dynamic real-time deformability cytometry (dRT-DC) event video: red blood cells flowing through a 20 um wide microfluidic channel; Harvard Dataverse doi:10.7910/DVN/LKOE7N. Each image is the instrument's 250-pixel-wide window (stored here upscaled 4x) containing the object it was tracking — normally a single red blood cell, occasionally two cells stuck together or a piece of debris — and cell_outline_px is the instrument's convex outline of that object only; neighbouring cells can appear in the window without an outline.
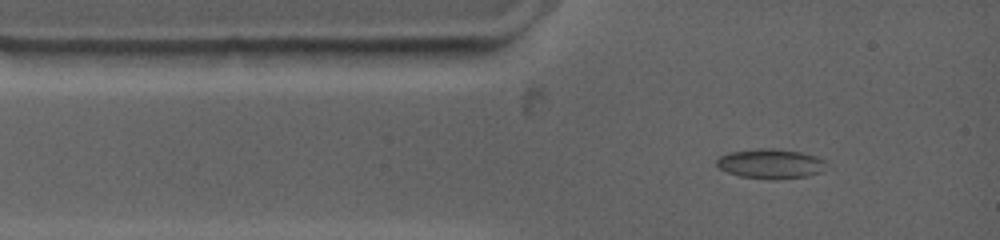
{"species": "common noctule bat (a hibernating species)", "species_latin": "Nyctalus noctula", "temperature_condition": "warm", "stored_images_in_passage": 10, "camera_frame_rate_fps": 4500, "um_per_image_px": 0.085, "animal": {"sex": "female", "body_mass_g": 19.0, "forearm_length_mm": 53.3}, "frame": {"image": 1, "passage_image": 1, "time_ms": 0.0, "image_size_px": [1000, 240], "cell_outline_px": [[824, 160], [816, 172], [804, 176], [740, 176], [728, 172], [720, 168], [716, 164], [716, 160], [720, 156], [728, 152], [760, 148], [776, 148], [800, 152], [816, 156]], "centroid_in_image_um": [65.37, 13.84], "position_along_channel_um": 19.6, "area_um2": 17.57}}
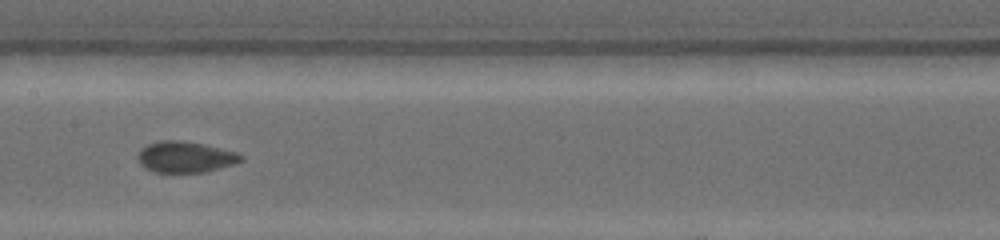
{"frame": {"image": 2, "passage_image": 6, "time_ms": 5.111, "image_size_px": [1000, 240], "cell_outline_px": [[244, 160], [236, 164], [204, 172], [152, 172], [144, 168], [140, 164], [136, 156], [140, 148], [148, 144], [160, 140], [180, 140], [204, 144], [236, 152], [244, 156]], "centroid_in_image_um": [15.74, 13.34], "position_along_channel_um": 191.7, "area_um2": 18.96}}
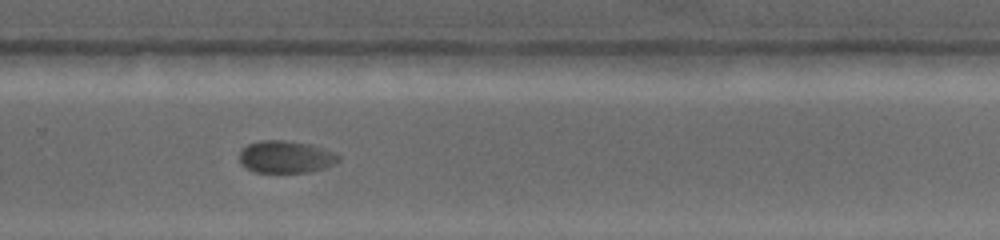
{"frame": {"image": 3, "passage_image": 9, "time_ms": 8.222, "image_size_px": [1000, 240], "cell_outline_px": [[340, 160], [336, 164], [312, 172], [252, 172], [244, 168], [240, 164], [240, 152], [248, 144], [260, 140], [284, 140], [308, 144], [324, 148], [340, 156]], "centroid_in_image_um": [24.29, 13.35], "position_along_channel_um": 305.5, "area_um2": 18.79}}